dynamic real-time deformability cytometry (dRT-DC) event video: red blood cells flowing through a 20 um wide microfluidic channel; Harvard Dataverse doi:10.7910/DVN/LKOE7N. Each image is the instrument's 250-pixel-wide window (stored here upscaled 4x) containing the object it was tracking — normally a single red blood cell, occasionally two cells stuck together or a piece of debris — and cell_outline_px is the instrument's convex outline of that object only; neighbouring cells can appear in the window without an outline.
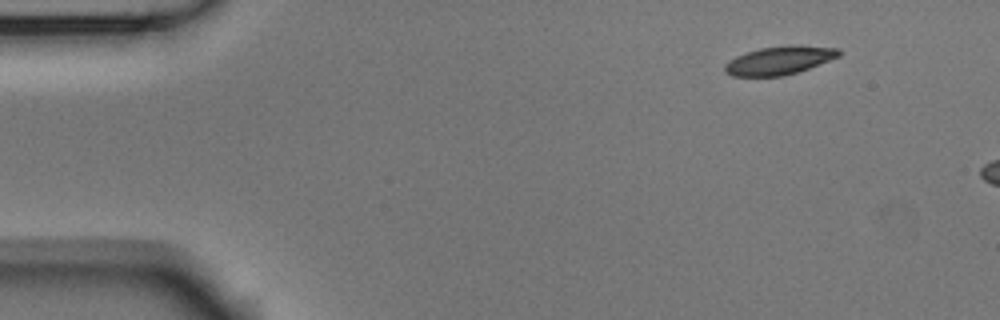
{"species": "Egyptian fruit bat (a non-hibernating species)", "species_latin": "Rousettus aegyptiacus", "temperature_condition": "room temperature", "stored_images_in_passage": 3, "camera_frame_rate_fps": 3000, "um_per_image_px": 0.085, "animal": {"sex": "male"}, "frame": {"image": 1, "passage_image": 1, "time_ms": 0.0, "image_size_px": [1000, 320], "cell_outline_px": [[840, 56], [808, 68], [784, 76], [732, 76], [724, 72], [724, 64], [736, 56], [760, 48], [840, 48]], "centroid_in_image_um": [66.14, 5.2], "position_along_channel_um": 18.9, "area_um2": 17.69}}